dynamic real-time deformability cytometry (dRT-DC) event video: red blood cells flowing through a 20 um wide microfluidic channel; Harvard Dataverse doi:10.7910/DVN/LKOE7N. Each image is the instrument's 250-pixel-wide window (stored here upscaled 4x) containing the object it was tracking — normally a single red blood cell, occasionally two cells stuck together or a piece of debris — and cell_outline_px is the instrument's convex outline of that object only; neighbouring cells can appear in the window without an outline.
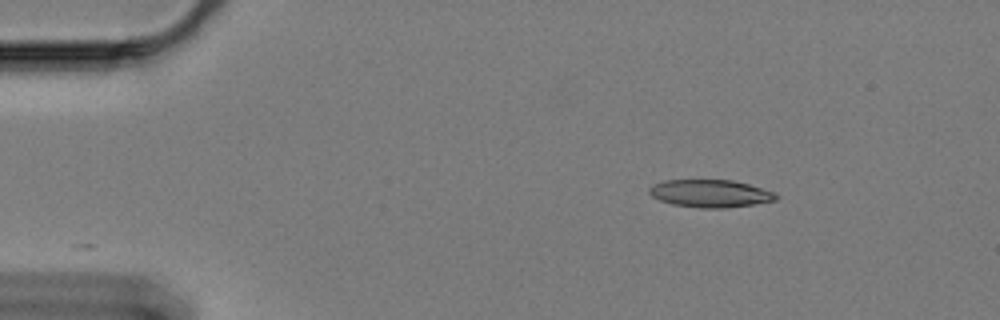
{"species": "Egyptian fruit bat (a non-hibernating species)", "species_latin": "Rousettus aegyptiacus", "temperature_condition": "cold", "stored_images_in_passage": 35, "camera_frame_rate_fps": 3000, "um_per_image_px": 0.085, "animal": {"sex": "female"}, "frame": {"image": 1, "passage_image": 1, "time_ms": 0.0, "image_size_px": [1000, 320], "cell_outline_px": [[780, 196], [776, 200], [752, 204], [720, 208], [700, 208], [672, 204], [660, 200], [652, 196], [648, 192], [648, 188], [652, 184], [664, 180], [732, 180], [748, 184], [772, 192]], "centroid_in_image_um": [60.32, 16.44], "position_along_channel_um": 24.7, "area_um2": 20.23}}
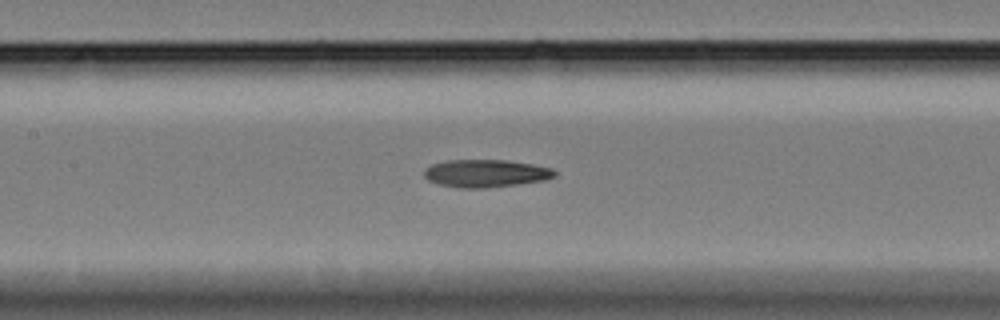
{"frame": {"image": 2, "passage_image": 20, "time_ms": 6.333, "image_size_px": [1000, 320], "cell_outline_px": [[556, 176], [544, 180], [516, 184], [484, 188], [460, 188], [440, 184], [428, 180], [424, 176], [424, 168], [432, 164], [448, 160], [508, 160], [532, 164], [552, 168], [556, 172]], "centroid_in_image_um": [41.28, 14.73], "position_along_channel_um": 166.1, "area_um2": 20.98}}
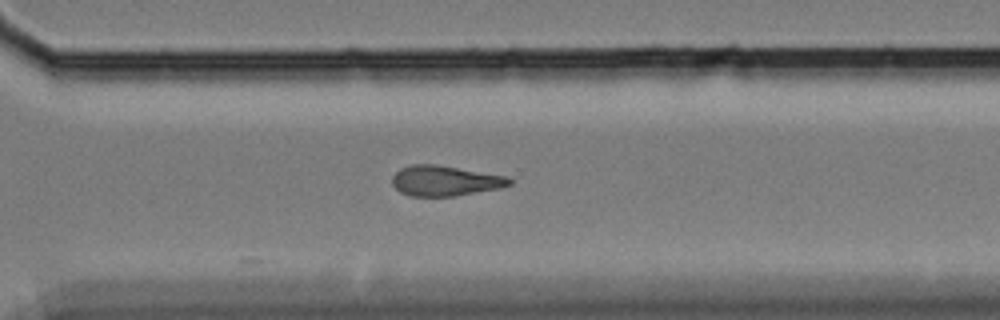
{"frame": {"image": 3, "passage_image": 35, "time_ms": 11.333, "image_size_px": [1000, 320], "cell_outline_px": [[512, 184], [500, 188], [456, 196], [412, 196], [400, 192], [392, 184], [392, 176], [400, 168], [412, 164], [436, 164], [508, 176], [512, 180]], "centroid_in_image_um": [37.83, 15.36], "position_along_channel_um": 332.8, "area_um2": 20.81}}